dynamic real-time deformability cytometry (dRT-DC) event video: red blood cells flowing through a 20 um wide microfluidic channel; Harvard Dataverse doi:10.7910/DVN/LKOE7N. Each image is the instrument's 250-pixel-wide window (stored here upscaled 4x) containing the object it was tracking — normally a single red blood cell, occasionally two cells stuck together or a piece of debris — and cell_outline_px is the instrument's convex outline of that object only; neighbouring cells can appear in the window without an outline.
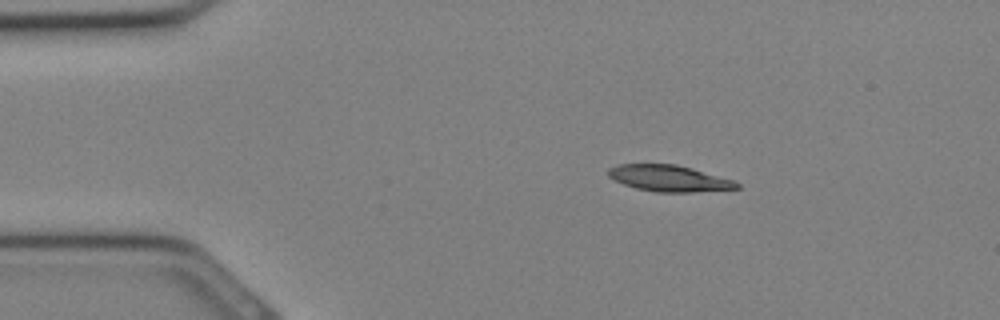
{"species": "Egyptian fruit bat (a non-hibernating species)", "species_latin": "Rousettus aegyptiacus", "temperature_condition": "cold", "stored_images_in_passage": 9, "camera_frame_rate_fps": 3000, "um_per_image_px": 0.085, "animal": {"sex": "female"}, "frame": {"image": 1, "passage_image": 3, "time_ms": 0.667, "image_size_px": [1000, 320], "cell_outline_px": [[740, 188], [692, 192], [656, 192], [636, 188], [624, 184], [608, 176], [608, 168], [616, 164], [676, 164], [692, 168], [736, 180], [740, 184]], "centroid_in_image_um": [56.9, 15.15], "position_along_channel_um": 28.1, "area_um2": 19.77}}
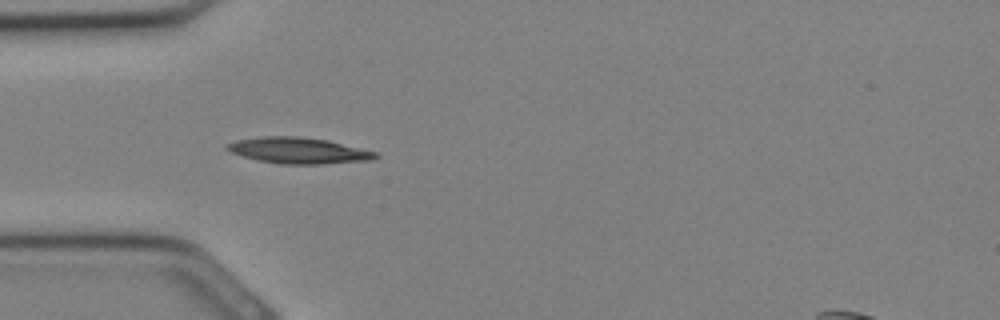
{"frame": {"image": 2, "passage_image": 7, "time_ms": 2.0, "image_size_px": [1000, 320], "cell_outline_px": [[380, 156], [372, 160], [324, 164], [280, 164], [256, 160], [232, 152], [224, 148], [224, 144], [236, 140], [260, 136], [300, 136], [328, 140], [376, 152]], "centroid_in_image_um": [25.35, 12.79], "position_along_channel_um": 59.6, "area_um2": 22.72}}
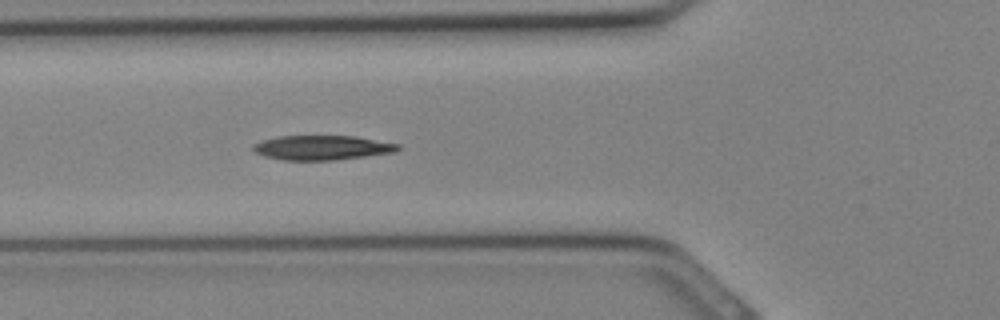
{"frame": {"image": 3, "passage_image": 9, "time_ms": 2.667, "image_size_px": [1000, 320], "cell_outline_px": [[400, 148], [396, 152], [336, 160], [284, 160], [264, 156], [256, 152], [252, 148], [252, 144], [260, 140], [276, 136], [356, 136], [400, 144]], "centroid_in_image_um": [27.37, 12.54], "position_along_channel_um": 98.4, "area_um2": 20.87}}